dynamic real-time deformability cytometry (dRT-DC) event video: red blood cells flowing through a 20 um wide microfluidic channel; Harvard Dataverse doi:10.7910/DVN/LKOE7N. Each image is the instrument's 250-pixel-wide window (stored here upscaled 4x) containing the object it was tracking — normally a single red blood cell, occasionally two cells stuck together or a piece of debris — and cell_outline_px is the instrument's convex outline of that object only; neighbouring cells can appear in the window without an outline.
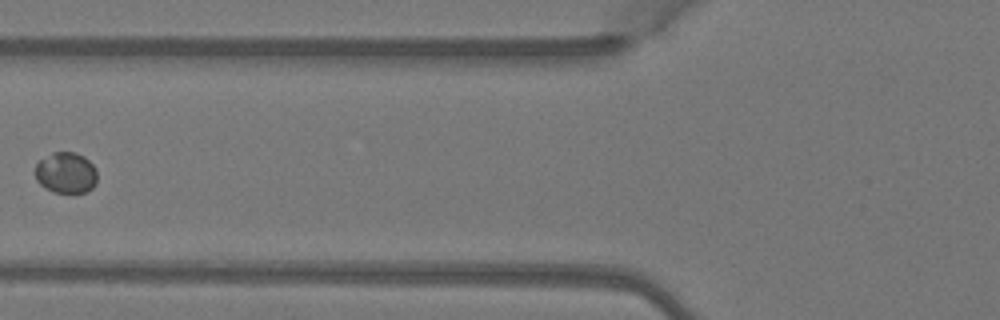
{"species": "Egyptian fruit bat (a non-hibernating species)", "species_latin": "Rousettus aegyptiacus", "temperature_condition": "warm", "stored_images_in_passage": 3, "camera_frame_rate_fps": 3000, "um_per_image_px": 0.085, "animal": {"sex": "female"}, "frame": {"image": 1, "passage_image": 3, "time_ms": 0.667, "image_size_px": [1000, 320], "cell_outline_px": [[96, 184], [92, 188], [84, 192], [52, 192], [44, 188], [36, 180], [36, 164], [40, 160], [52, 152], [76, 152], [84, 156], [96, 168]], "centroid_in_image_um": [5.6, 14.68], "position_along_channel_um": 120.2, "area_um2": 14.85}}